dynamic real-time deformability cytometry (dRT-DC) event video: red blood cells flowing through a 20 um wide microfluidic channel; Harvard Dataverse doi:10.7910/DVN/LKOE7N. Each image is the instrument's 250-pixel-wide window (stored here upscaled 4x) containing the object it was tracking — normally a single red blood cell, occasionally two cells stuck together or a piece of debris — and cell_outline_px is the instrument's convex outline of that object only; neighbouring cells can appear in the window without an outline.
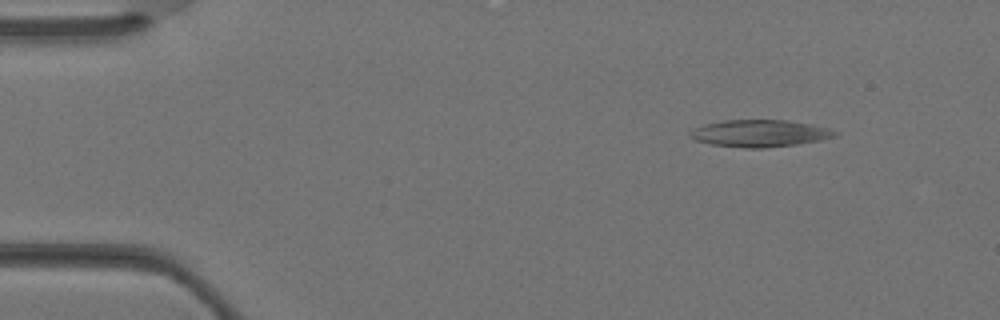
{"species": "Egyptian fruit bat (a non-hibernating species)", "species_latin": "Rousettus aegyptiacus", "temperature_condition": "warm", "stored_images_in_passage": 3, "camera_frame_rate_fps": 3000, "um_per_image_px": 0.085, "animal": {"sex": "female"}, "frame": {"image": 1, "passage_image": 1, "time_ms": 0.0, "image_size_px": [1000, 320], "cell_outline_px": [[836, 136], [820, 140], [796, 144], [764, 148], [744, 148], [712, 144], [696, 140], [688, 136], [688, 132], [704, 124], [724, 120], [788, 120], [828, 128], [836, 132]], "centroid_in_image_um": [64.54, 11.33], "position_along_channel_um": 20.5, "area_um2": 22.6}}